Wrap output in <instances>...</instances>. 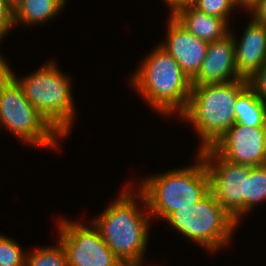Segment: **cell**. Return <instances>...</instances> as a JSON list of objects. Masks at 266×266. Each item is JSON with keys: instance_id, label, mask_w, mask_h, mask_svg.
I'll return each instance as SVG.
<instances>
[{"instance_id": "1", "label": "cell", "mask_w": 266, "mask_h": 266, "mask_svg": "<svg viewBox=\"0 0 266 266\" xmlns=\"http://www.w3.org/2000/svg\"><path fill=\"white\" fill-rule=\"evenodd\" d=\"M127 186L92 222L124 266H142L152 218L143 194L138 189L132 190L130 184ZM137 199L146 212L139 209Z\"/></svg>"}, {"instance_id": "2", "label": "cell", "mask_w": 266, "mask_h": 266, "mask_svg": "<svg viewBox=\"0 0 266 266\" xmlns=\"http://www.w3.org/2000/svg\"><path fill=\"white\" fill-rule=\"evenodd\" d=\"M134 90L164 116L181 115L187 108L191 80L177 61L159 44L130 77Z\"/></svg>"}, {"instance_id": "3", "label": "cell", "mask_w": 266, "mask_h": 266, "mask_svg": "<svg viewBox=\"0 0 266 266\" xmlns=\"http://www.w3.org/2000/svg\"><path fill=\"white\" fill-rule=\"evenodd\" d=\"M248 86L245 79L192 86L187 108L180 117L197 130L199 151L212 147L235 124L234 104Z\"/></svg>"}, {"instance_id": "4", "label": "cell", "mask_w": 266, "mask_h": 266, "mask_svg": "<svg viewBox=\"0 0 266 266\" xmlns=\"http://www.w3.org/2000/svg\"><path fill=\"white\" fill-rule=\"evenodd\" d=\"M195 164L145 177L138 190L145 197L151 217L166 219L180 208L191 207L210 191V179L203 158ZM157 215V216H156Z\"/></svg>"}, {"instance_id": "5", "label": "cell", "mask_w": 266, "mask_h": 266, "mask_svg": "<svg viewBox=\"0 0 266 266\" xmlns=\"http://www.w3.org/2000/svg\"><path fill=\"white\" fill-rule=\"evenodd\" d=\"M14 73L11 69V75L22 87L26 99L65 138L71 131L76 113L69 76L62 73L54 60L22 78Z\"/></svg>"}, {"instance_id": "6", "label": "cell", "mask_w": 266, "mask_h": 266, "mask_svg": "<svg viewBox=\"0 0 266 266\" xmlns=\"http://www.w3.org/2000/svg\"><path fill=\"white\" fill-rule=\"evenodd\" d=\"M165 220L174 230L210 252L230 243L239 224L211 191L191 207L180 208Z\"/></svg>"}, {"instance_id": "7", "label": "cell", "mask_w": 266, "mask_h": 266, "mask_svg": "<svg viewBox=\"0 0 266 266\" xmlns=\"http://www.w3.org/2000/svg\"><path fill=\"white\" fill-rule=\"evenodd\" d=\"M3 126L34 147L55 149L58 138H63L26 99L12 75L0 87V128Z\"/></svg>"}, {"instance_id": "8", "label": "cell", "mask_w": 266, "mask_h": 266, "mask_svg": "<svg viewBox=\"0 0 266 266\" xmlns=\"http://www.w3.org/2000/svg\"><path fill=\"white\" fill-rule=\"evenodd\" d=\"M204 160L210 191L218 203L238 222L246 215V179L252 166L232 163L211 147L197 152Z\"/></svg>"}, {"instance_id": "9", "label": "cell", "mask_w": 266, "mask_h": 266, "mask_svg": "<svg viewBox=\"0 0 266 266\" xmlns=\"http://www.w3.org/2000/svg\"><path fill=\"white\" fill-rule=\"evenodd\" d=\"M58 220L59 241L65 248L68 266H124L103 241L98 228L81 222Z\"/></svg>"}, {"instance_id": "10", "label": "cell", "mask_w": 266, "mask_h": 266, "mask_svg": "<svg viewBox=\"0 0 266 266\" xmlns=\"http://www.w3.org/2000/svg\"><path fill=\"white\" fill-rule=\"evenodd\" d=\"M222 158L237 164H266V127L235 123L211 147Z\"/></svg>"}, {"instance_id": "11", "label": "cell", "mask_w": 266, "mask_h": 266, "mask_svg": "<svg viewBox=\"0 0 266 266\" xmlns=\"http://www.w3.org/2000/svg\"><path fill=\"white\" fill-rule=\"evenodd\" d=\"M168 19L167 39L159 45L177 61L183 72L192 80L206 57L209 42L191 34L171 14Z\"/></svg>"}, {"instance_id": "12", "label": "cell", "mask_w": 266, "mask_h": 266, "mask_svg": "<svg viewBox=\"0 0 266 266\" xmlns=\"http://www.w3.org/2000/svg\"><path fill=\"white\" fill-rule=\"evenodd\" d=\"M242 79L235 63V46L232 33L210 42L206 57L198 74L191 80L192 86L227 83Z\"/></svg>"}, {"instance_id": "13", "label": "cell", "mask_w": 266, "mask_h": 266, "mask_svg": "<svg viewBox=\"0 0 266 266\" xmlns=\"http://www.w3.org/2000/svg\"><path fill=\"white\" fill-rule=\"evenodd\" d=\"M233 35L235 46V63L242 79L250 78L266 62V27L252 17L240 39Z\"/></svg>"}, {"instance_id": "14", "label": "cell", "mask_w": 266, "mask_h": 266, "mask_svg": "<svg viewBox=\"0 0 266 266\" xmlns=\"http://www.w3.org/2000/svg\"><path fill=\"white\" fill-rule=\"evenodd\" d=\"M171 15L191 34L209 43L230 34V23L198 11L191 4L178 7Z\"/></svg>"}, {"instance_id": "15", "label": "cell", "mask_w": 266, "mask_h": 266, "mask_svg": "<svg viewBox=\"0 0 266 266\" xmlns=\"http://www.w3.org/2000/svg\"><path fill=\"white\" fill-rule=\"evenodd\" d=\"M66 0H23L13 12L14 25H37L51 20L65 7Z\"/></svg>"}, {"instance_id": "16", "label": "cell", "mask_w": 266, "mask_h": 266, "mask_svg": "<svg viewBox=\"0 0 266 266\" xmlns=\"http://www.w3.org/2000/svg\"><path fill=\"white\" fill-rule=\"evenodd\" d=\"M235 123L248 127H266V103L249 85L234 104Z\"/></svg>"}, {"instance_id": "17", "label": "cell", "mask_w": 266, "mask_h": 266, "mask_svg": "<svg viewBox=\"0 0 266 266\" xmlns=\"http://www.w3.org/2000/svg\"><path fill=\"white\" fill-rule=\"evenodd\" d=\"M266 201V164L254 166L246 179V215Z\"/></svg>"}, {"instance_id": "18", "label": "cell", "mask_w": 266, "mask_h": 266, "mask_svg": "<svg viewBox=\"0 0 266 266\" xmlns=\"http://www.w3.org/2000/svg\"><path fill=\"white\" fill-rule=\"evenodd\" d=\"M25 266H68L65 248L60 241L55 246L37 248L26 253Z\"/></svg>"}, {"instance_id": "19", "label": "cell", "mask_w": 266, "mask_h": 266, "mask_svg": "<svg viewBox=\"0 0 266 266\" xmlns=\"http://www.w3.org/2000/svg\"><path fill=\"white\" fill-rule=\"evenodd\" d=\"M26 254L14 239L0 235V266H25Z\"/></svg>"}, {"instance_id": "20", "label": "cell", "mask_w": 266, "mask_h": 266, "mask_svg": "<svg viewBox=\"0 0 266 266\" xmlns=\"http://www.w3.org/2000/svg\"><path fill=\"white\" fill-rule=\"evenodd\" d=\"M191 5L198 11L229 22V15L236 6L233 0H193Z\"/></svg>"}, {"instance_id": "21", "label": "cell", "mask_w": 266, "mask_h": 266, "mask_svg": "<svg viewBox=\"0 0 266 266\" xmlns=\"http://www.w3.org/2000/svg\"><path fill=\"white\" fill-rule=\"evenodd\" d=\"M13 11L7 6L5 0H0V41L10 29L14 27Z\"/></svg>"}, {"instance_id": "22", "label": "cell", "mask_w": 266, "mask_h": 266, "mask_svg": "<svg viewBox=\"0 0 266 266\" xmlns=\"http://www.w3.org/2000/svg\"><path fill=\"white\" fill-rule=\"evenodd\" d=\"M249 85L257 92L258 96L266 103V62L250 78Z\"/></svg>"}, {"instance_id": "23", "label": "cell", "mask_w": 266, "mask_h": 266, "mask_svg": "<svg viewBox=\"0 0 266 266\" xmlns=\"http://www.w3.org/2000/svg\"><path fill=\"white\" fill-rule=\"evenodd\" d=\"M249 12L250 17L266 27V0H259Z\"/></svg>"}, {"instance_id": "24", "label": "cell", "mask_w": 266, "mask_h": 266, "mask_svg": "<svg viewBox=\"0 0 266 266\" xmlns=\"http://www.w3.org/2000/svg\"><path fill=\"white\" fill-rule=\"evenodd\" d=\"M7 60L0 54V87L2 83L11 75V68H9Z\"/></svg>"}, {"instance_id": "25", "label": "cell", "mask_w": 266, "mask_h": 266, "mask_svg": "<svg viewBox=\"0 0 266 266\" xmlns=\"http://www.w3.org/2000/svg\"><path fill=\"white\" fill-rule=\"evenodd\" d=\"M170 7L171 14L178 8L183 5L191 4L193 0H163Z\"/></svg>"}, {"instance_id": "26", "label": "cell", "mask_w": 266, "mask_h": 266, "mask_svg": "<svg viewBox=\"0 0 266 266\" xmlns=\"http://www.w3.org/2000/svg\"><path fill=\"white\" fill-rule=\"evenodd\" d=\"M235 5H236V8L237 6L239 7H243L244 9L248 11H250L253 6L259 1V0H233Z\"/></svg>"}, {"instance_id": "27", "label": "cell", "mask_w": 266, "mask_h": 266, "mask_svg": "<svg viewBox=\"0 0 266 266\" xmlns=\"http://www.w3.org/2000/svg\"><path fill=\"white\" fill-rule=\"evenodd\" d=\"M7 6L14 12L23 0H5Z\"/></svg>"}]
</instances>
